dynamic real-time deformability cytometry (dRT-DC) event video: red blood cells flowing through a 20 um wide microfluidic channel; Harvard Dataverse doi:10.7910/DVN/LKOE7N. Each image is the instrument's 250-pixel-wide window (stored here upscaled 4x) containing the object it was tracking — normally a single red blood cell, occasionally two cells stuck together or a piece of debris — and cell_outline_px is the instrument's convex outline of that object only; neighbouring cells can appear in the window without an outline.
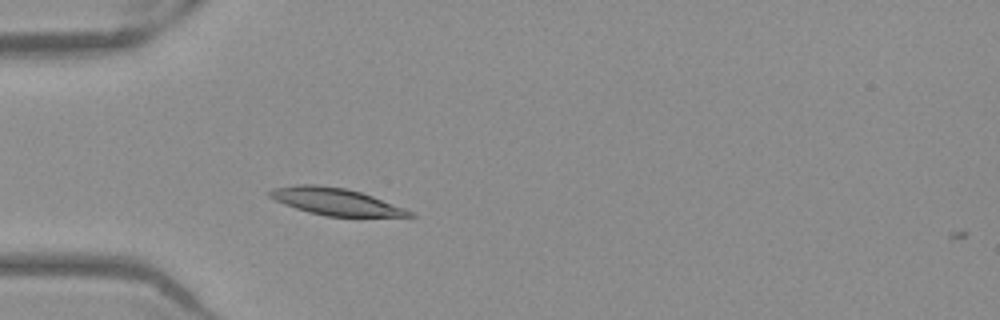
{"species": "Egyptian fruit bat (a non-hibernating species)", "species_latin": "Rousettus aegyptiacus", "temperature_condition": "warm", "stored_images_in_passage": 11, "camera_frame_rate_fps": 3000, "um_per_image_px": 0.085, "frame": {"image": 1, "passage_image": 10, "time_ms": 3.0, "image_size_px": [1000, 320], "cell_outline_px": [[416, 216], [324, 216], [308, 212], [284, 204], [268, 196], [264, 192], [272, 188], [300, 184], [316, 184], [344, 188], [360, 192], [372, 196], [404, 208], [412, 212]], "centroid_in_image_um": [28.44, 17.12], "position_along_channel_um": 56.6, "area_um2": 21.79}}